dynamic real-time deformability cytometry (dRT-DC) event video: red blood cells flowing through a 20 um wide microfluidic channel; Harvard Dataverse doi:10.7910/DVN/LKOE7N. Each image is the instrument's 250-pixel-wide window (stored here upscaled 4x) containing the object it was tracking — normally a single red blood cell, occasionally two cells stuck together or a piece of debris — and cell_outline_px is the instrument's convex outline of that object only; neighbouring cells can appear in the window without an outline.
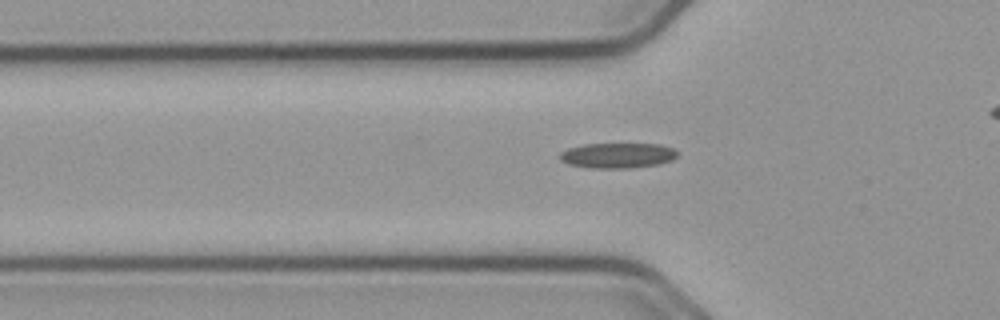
{"species": "common noctule bat (a hibernating species)", "species_latin": "Nyctalus noctula", "temperature_condition": "cold", "stored_images_in_passage": 34, "camera_frame_rate_fps": 3000, "um_per_image_px": 0.085, "animal": {"sex": "male", "body_mass_g": 23.1, "forearm_length_mm": 52.7}, "frame": {"image": 1, "passage_image": 4, "time_ms": 1.0, "image_size_px": [1000, 320], "cell_outline_px": [[680, 152], [672, 160], [656, 164], [628, 168], [592, 168], [568, 164], [560, 160], [560, 152], [568, 148], [584, 144], [660, 144], [672, 148]], "centroid_in_image_um": [52.48, 13.21], "position_along_channel_um": 73.3, "area_um2": 17.22}}
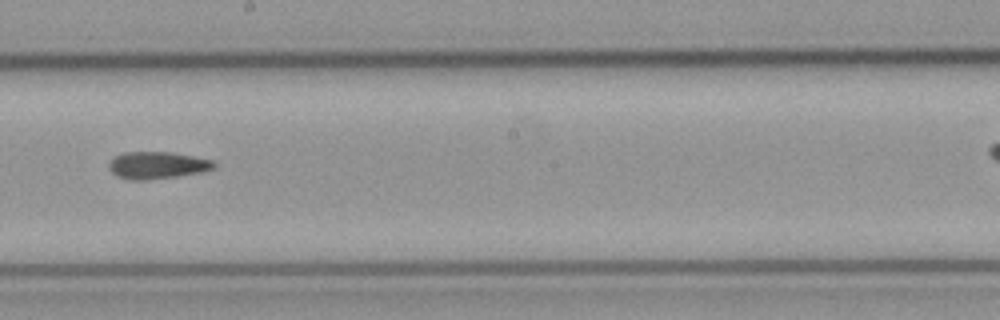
{"frame": {"image": 2, "passage_image": 17, "time_ms": 5.333, "image_size_px": [1000, 320], "cell_outline_px": [[216, 164], [212, 168], [200, 172], [176, 176], [144, 180], [128, 180], [116, 176], [108, 168], [108, 164], [116, 156], [124, 152], [172, 152], [212, 160]], "centroid_in_image_um": [13.32, 14.04], "position_along_channel_um": 234.9, "area_um2": 16.42}}
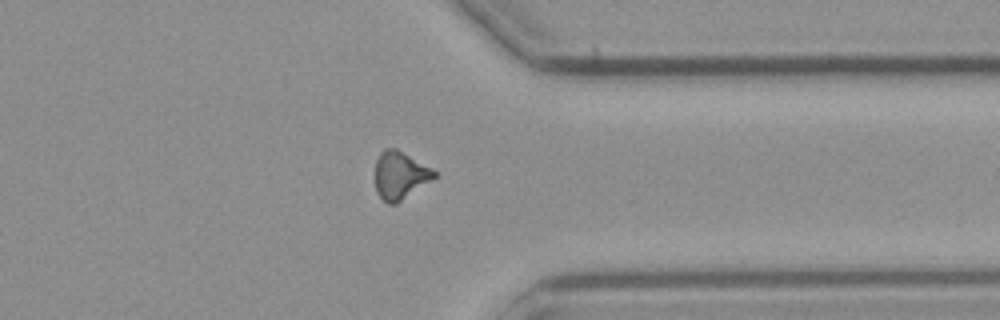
{"frame": {"image": 3, "passage_image": 29, "time_ms": 9.333, "image_size_px": [1000, 320], "cell_outline_px": [[440, 176], [396, 204], [388, 204], [376, 192], [376, 160], [380, 152], [384, 148], [396, 148], [432, 168]], "centroid_in_image_um": [34.04, 14.9], "position_along_channel_um": 377.4, "area_um2": 16.65}, "authors_computed_cell_mechanics": {"area_um2": 16.5886, "velocity_mm_per_s": 3.6976, "shape_relaxation_time_tau1_ms": null, "shape_relaxation_time_tau2_ms": 5.6466, "deformation_change_tau1": null, "deformation_change_tau2": 0.1407}}